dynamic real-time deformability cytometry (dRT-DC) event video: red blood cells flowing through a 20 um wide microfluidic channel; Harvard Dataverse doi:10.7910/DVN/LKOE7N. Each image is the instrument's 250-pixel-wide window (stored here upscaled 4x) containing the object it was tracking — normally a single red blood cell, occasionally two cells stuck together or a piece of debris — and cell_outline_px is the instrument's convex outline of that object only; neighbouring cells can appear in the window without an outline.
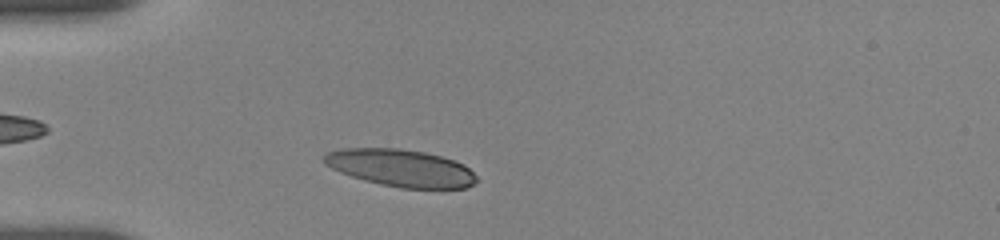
{"species": "human", "species_latin": "Homo sapiens", "temperature_condition": "room temperature", "stored_images_in_passage": 9, "camera_frame_rate_fps": 3000, "um_per_image_px": 0.085, "donor": {"sex": "female"}, "frame": {"image": 1, "passage_image": 4, "time_ms": 1.667, "image_size_px": [1000, 240], "cell_outline_px": [[480, 180], [464, 188], [400, 188], [380, 184], [364, 180], [340, 172], [324, 164], [320, 160], [328, 152], [340, 148], [400, 148], [424, 152], [456, 160], [464, 164]], "centroid_in_image_um": [34.05, 14.27], "position_along_channel_um": 50.9, "area_um2": 33.23}}
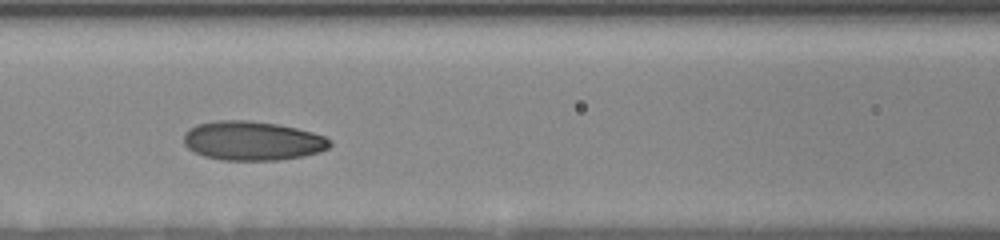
{"frame": {"image": 2, "passage_image": 7, "time_ms": 4.667, "image_size_px": [1000, 240], "cell_outline_px": [[332, 144], [328, 148], [320, 152], [304, 156], [280, 160], [224, 160], [204, 156], [188, 148], [184, 144], [184, 132], [188, 128], [196, 124], [220, 120], [248, 120], [276, 124], [296, 128], [312, 132], [324, 136], [332, 140]], "centroid_in_image_um": [21.46, 11.97], "position_along_channel_um": 145.1, "area_um2": 33.47}}
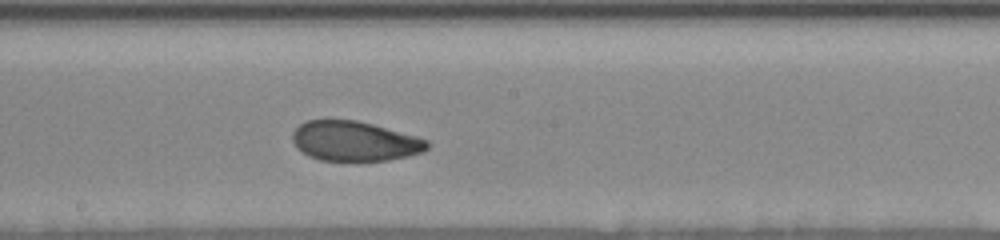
{"frame": {"image": 3, "passage_image": 9, "time_ms": 6.667, "image_size_px": [1000, 240], "cell_outline_px": [[428, 148], [424, 152], [408, 156], [388, 160], [320, 160], [308, 156], [296, 148], [292, 140], [292, 132], [300, 124], [308, 120], [356, 120], [372, 124], [416, 136], [428, 140]], "centroid_in_image_um": [30.12, 12.0], "position_along_channel_um": 218.1, "area_um2": 31.15}}